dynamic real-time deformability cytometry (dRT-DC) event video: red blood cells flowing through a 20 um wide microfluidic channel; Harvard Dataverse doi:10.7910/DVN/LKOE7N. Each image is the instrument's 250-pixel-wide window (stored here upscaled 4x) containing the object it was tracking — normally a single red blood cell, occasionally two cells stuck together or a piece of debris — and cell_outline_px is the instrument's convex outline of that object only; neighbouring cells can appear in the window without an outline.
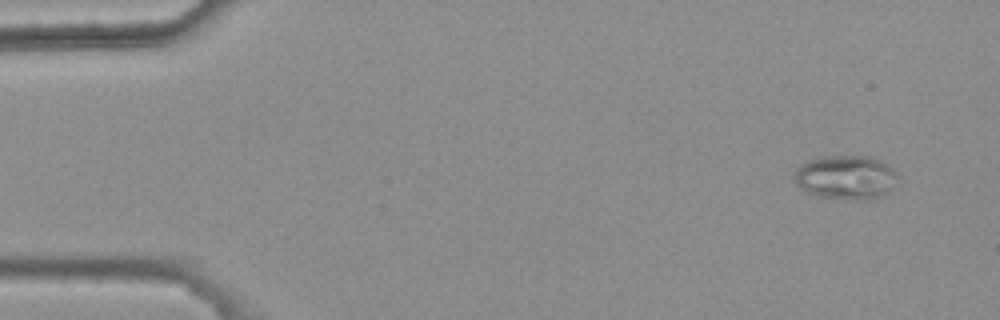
{"species": "common noctule bat (a hibernating species)", "species_latin": "Nyctalus noctula", "temperature_condition": "warm", "stored_images_in_passage": 6, "camera_frame_rate_fps": 3000, "um_per_image_px": 0.085, "animal": {"sex": "female", "body_mass_g": 25.1}, "frame": {"image": 1, "passage_image": 1, "time_ms": 0.0, "image_size_px": [1000, 320], "cell_outline_px": [[896, 176], [892, 188], [880, 196], [868, 200], [852, 200], [820, 196], [808, 192], [800, 188], [796, 184], [796, 168], [800, 164], [808, 160], [824, 156], [872, 156], [888, 164], [896, 172]], "centroid_in_image_um": [71.9, 15.06], "position_along_channel_um": 13.1, "area_um2": 26.41}}
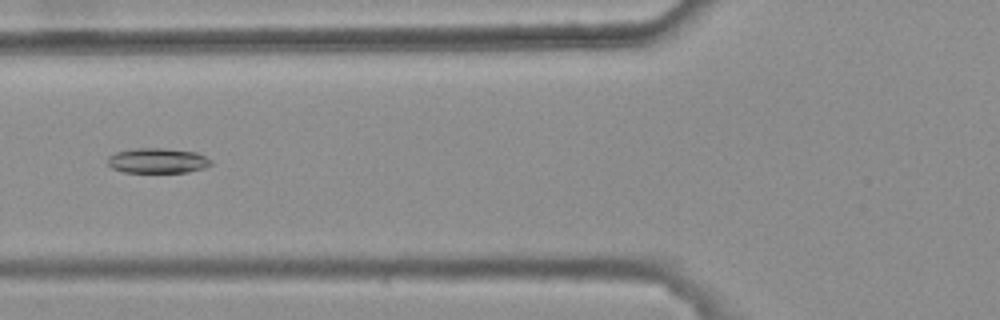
{"frame": {"image": 2, "passage_image": 6, "time_ms": 1.667, "image_size_px": [1000, 320], "cell_outline_px": [[212, 164], [204, 168], [188, 172], [124, 172], [112, 168], [108, 164], [108, 156], [116, 152], [136, 148], [164, 148], [196, 152], [212, 160]], "centroid_in_image_um": [13.4, 13.65], "position_along_channel_um": 112.4, "area_um2": 15.09}}